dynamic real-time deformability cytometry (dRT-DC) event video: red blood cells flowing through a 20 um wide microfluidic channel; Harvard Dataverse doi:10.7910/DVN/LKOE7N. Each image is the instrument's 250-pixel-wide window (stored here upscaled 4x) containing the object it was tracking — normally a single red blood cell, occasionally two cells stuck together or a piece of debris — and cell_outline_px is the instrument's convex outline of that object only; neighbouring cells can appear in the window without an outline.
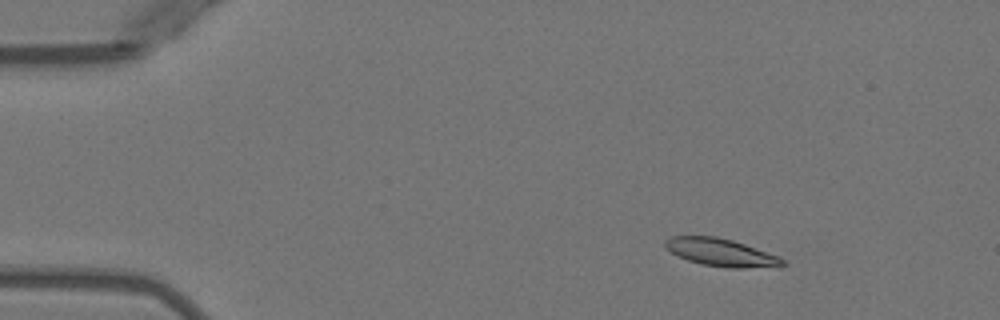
{"species": "Egyptian fruit bat (a non-hibernating species)", "species_latin": "Rousettus aegyptiacus", "temperature_condition": "warm", "stored_images_in_passage": 4, "camera_frame_rate_fps": 3000, "um_per_image_px": 0.085, "animal": {"sex": "female"}, "frame": {"image": 1, "passage_image": 1, "time_ms": 0.0, "image_size_px": [1000, 320], "cell_outline_px": [[784, 264], [744, 268], [728, 268], [700, 264], [676, 256], [664, 244], [664, 240], [672, 236], [716, 236], [732, 240], [780, 256], [784, 260]], "centroid_in_image_um": [61.22, 21.44], "position_along_channel_um": 23.8, "area_um2": 18.67}}
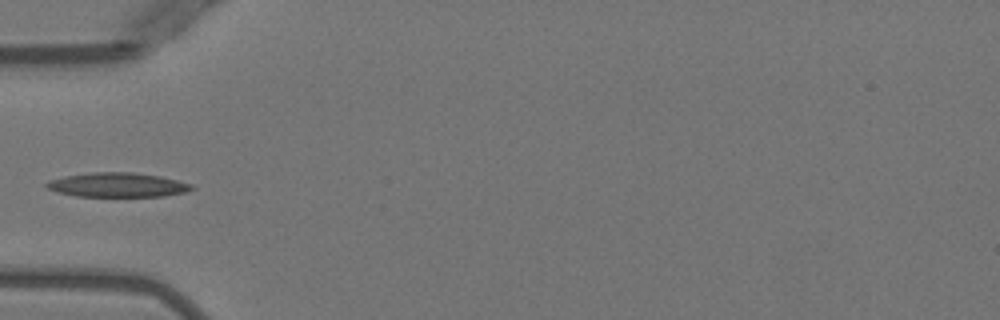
{"frame": {"image": 2, "passage_image": 4, "time_ms": 3.333, "image_size_px": [1000, 320], "cell_outline_px": [[196, 188], [184, 192], [164, 196], [76, 196], [56, 192], [48, 188], [44, 184], [48, 180], [64, 176], [92, 172], [132, 172], [160, 176], [192, 184]], "centroid_in_image_um": [9.96, 15.71], "position_along_channel_um": 75.0, "area_um2": 20.58}}